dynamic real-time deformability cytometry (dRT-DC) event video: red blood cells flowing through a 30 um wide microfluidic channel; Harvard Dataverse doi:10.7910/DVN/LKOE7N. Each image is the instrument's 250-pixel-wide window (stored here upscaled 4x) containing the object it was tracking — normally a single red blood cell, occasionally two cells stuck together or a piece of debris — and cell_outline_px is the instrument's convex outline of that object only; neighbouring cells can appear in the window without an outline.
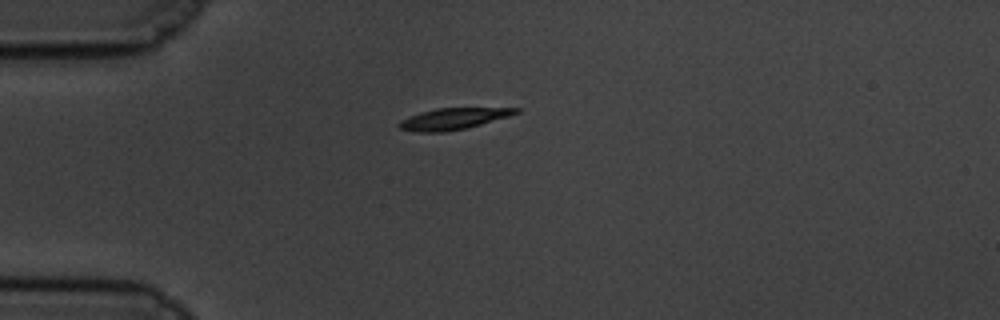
{"species": "common noctule bat (a hibernating species)", "species_latin": "Nyctalus noctula", "temperature_condition": "cold", "stored_images_in_passage": 44, "camera_frame_rate_fps": 3000, "um_per_image_px": 0.085, "animal": {"sex": "male", "body_mass_g": 19.5, "forearm_length_mm": 54.6}, "frame": {"image": 1, "passage_image": 1, "time_ms": 0.0, "image_size_px": [1000, 320], "cell_outline_px": [[520, 112], [508, 116], [468, 128], [444, 132], [416, 132], [400, 128], [396, 124], [400, 120], [420, 112], [436, 108], [520, 108]], "centroid_in_image_um": [38.49, 10.1], "position_along_channel_um": 46.5, "area_um2": 14.51}}
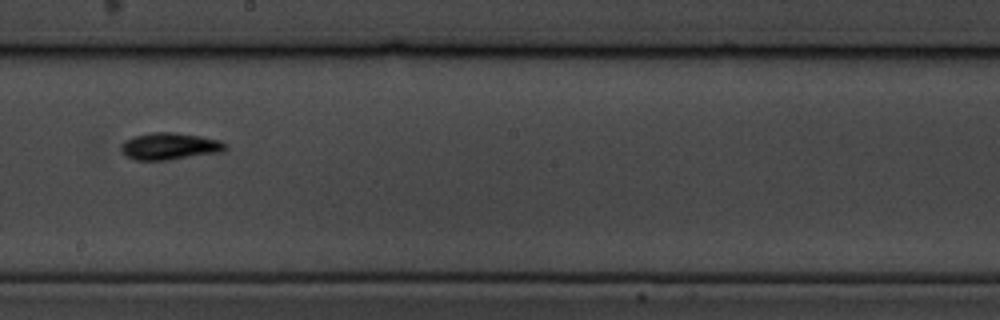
{"frame": {"image": 2, "passage_image": 19, "time_ms": 6.0, "image_size_px": [1000, 320], "cell_outline_px": [[228, 148], [224, 152], [168, 160], [136, 160], [128, 156], [120, 148], [120, 144], [124, 140], [132, 136], [152, 132], [172, 132], [200, 136], [220, 140], [228, 144]], "centroid_in_image_um": [14.46, 12.42], "position_along_channel_um": 233.7, "area_um2": 16.59}}
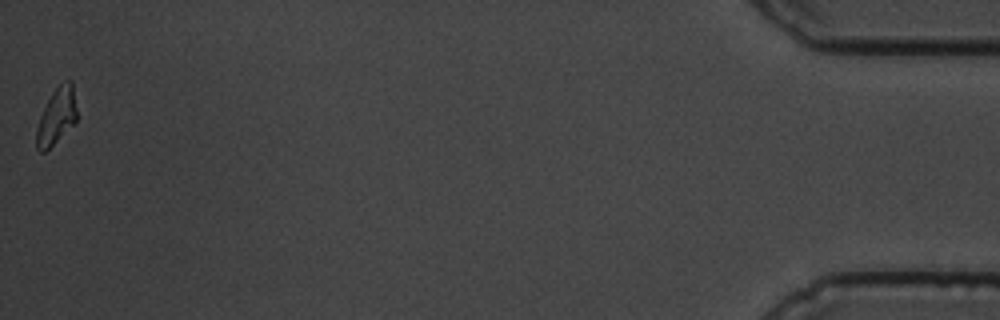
{"frame": {"image": 3, "passage_image": 44, "time_ms": 14.333, "image_size_px": [1000, 320], "cell_outline_px": [[76, 120], [44, 152], [40, 152], [36, 148], [36, 128], [40, 116], [52, 92], [60, 84], [68, 80], [72, 80], [76, 108]], "centroid_in_image_um": [4.78, 9.86], "position_along_channel_um": 430.4, "area_um2": 12.77}, "authors_computed_cell_mechanics": {"area_um2": 14.9124, "velocity_mm_per_s": 3.4564, "shape_relaxation_time_tau1_ms": 3.213, "shape_relaxation_time_tau2_ms": 9.682, "deformation_change_tau1": 0.1256, "deformation_change_tau2": 0.1319}}